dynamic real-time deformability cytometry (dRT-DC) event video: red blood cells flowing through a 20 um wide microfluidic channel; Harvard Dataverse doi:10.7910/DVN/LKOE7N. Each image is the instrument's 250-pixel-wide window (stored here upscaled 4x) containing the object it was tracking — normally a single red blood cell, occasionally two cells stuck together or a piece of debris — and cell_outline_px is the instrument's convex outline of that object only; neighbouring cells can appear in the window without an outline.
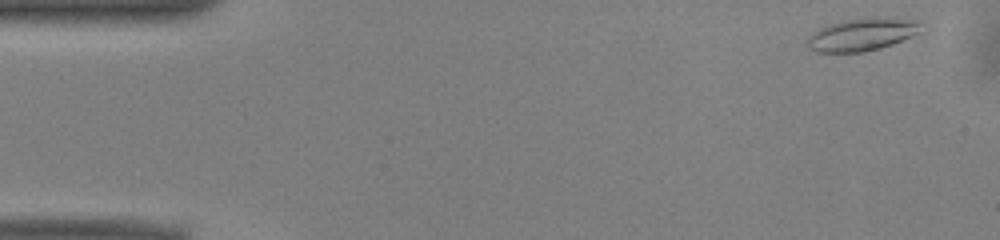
{"species": "common noctule bat (a hibernating species)", "species_latin": "Nyctalus noctula", "temperature_condition": "warm", "stored_images_in_passage": 42, "camera_frame_rate_fps": 3000, "um_per_image_px": 0.085, "animal": {"sex": "male", "body_mass_g": 13.0, "forearm_length_mm": 53.1}, "frame": {"image": 1, "passage_image": 2, "time_ms": 0.333, "image_size_px": [1000, 240], "cell_outline_px": [[920, 24], [916, 32], [892, 44], [880, 48], [864, 52], [816, 52], [808, 48], [808, 36], [812, 32], [828, 24], [848, 20], [876, 16], [888, 16], [920, 20]], "centroid_in_image_um": [73.24, 2.91], "position_along_channel_um": 11.8, "area_um2": 21.5}}
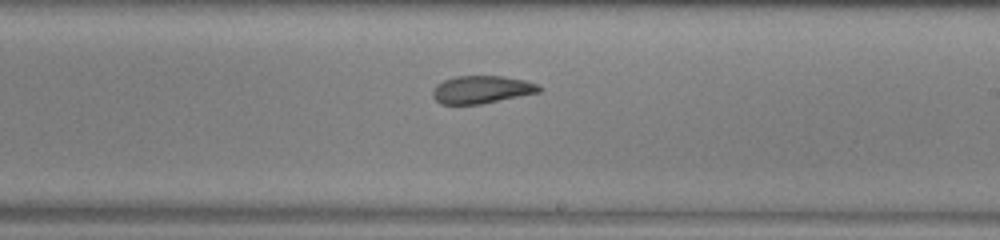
{"frame": {"image": 2, "passage_image": 29, "time_ms": 9.333, "image_size_px": [1000, 240], "cell_outline_px": [[544, 88], [540, 92], [480, 104], [440, 104], [432, 96], [432, 92], [436, 84], [444, 80], [456, 76], [504, 76], [524, 80], [540, 84]], "centroid_in_image_um": [40.96, 7.61], "position_along_channel_um": 248.0, "area_um2": 17.28}}
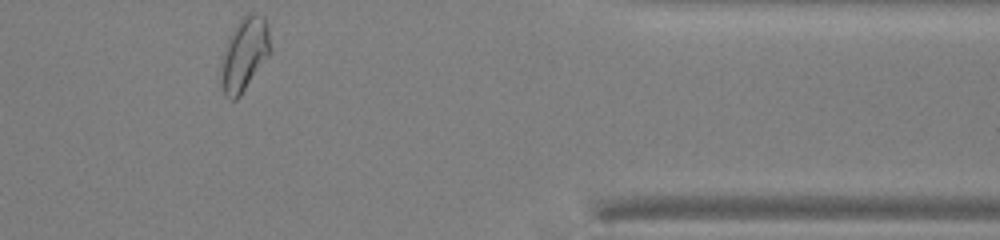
{"frame": {"image": 3, "passage_image": 42, "time_ms": 13.667, "image_size_px": [1000, 240], "cell_outline_px": [[272, 52], [240, 96], [236, 100], [228, 100], [224, 96], [220, 84], [220, 76], [224, 52], [228, 40], [236, 24], [248, 12], [256, 12], [264, 16], [268, 24], [272, 48]], "centroid_in_image_um": [20.81, 4.62], "position_along_channel_um": 390.6, "area_um2": 21.44}, "authors_computed_cell_mechanics": {"area_um2": 18.8717, "velocity_mm_per_s": 3.9426, "shape_relaxation_time_tau1_ms": 9.0089, "shape_relaxation_time_tau2_ms": 2.6492, "deformation_change_tau1": 0.204, "deformation_change_tau2": 0.097}}